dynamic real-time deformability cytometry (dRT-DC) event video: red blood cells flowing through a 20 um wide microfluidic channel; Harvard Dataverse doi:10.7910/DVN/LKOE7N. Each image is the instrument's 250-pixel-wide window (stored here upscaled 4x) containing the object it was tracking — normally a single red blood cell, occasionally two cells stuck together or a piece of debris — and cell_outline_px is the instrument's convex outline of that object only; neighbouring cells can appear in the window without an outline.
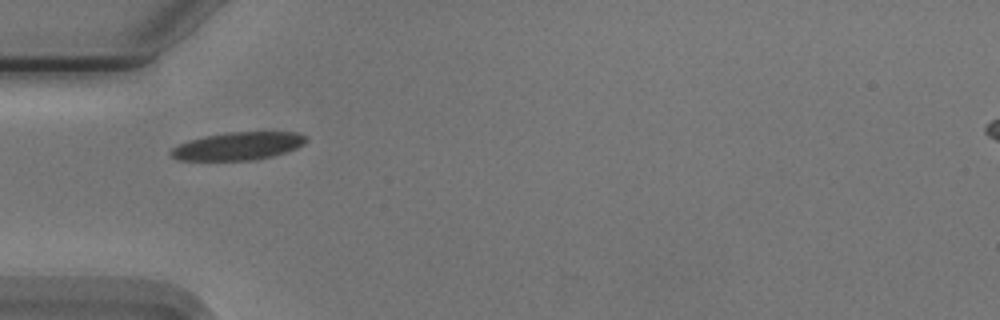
{"species": "Egyptian fruit bat (a non-hibernating species)", "species_latin": "Rousettus aegyptiacus", "temperature_condition": "cold", "stored_images_in_passage": 38, "camera_frame_rate_fps": 3000, "um_per_image_px": 0.085, "animal": {"sex": "male"}, "frame": {"image": 1, "passage_image": 1, "time_ms": 0.0, "image_size_px": [1000, 320], "cell_outline_px": [[308, 140], [304, 144], [296, 148], [284, 152], [268, 156], [248, 160], [176, 160], [168, 152], [172, 148], [188, 140], [204, 136], [228, 132], [296, 132], [304, 136]], "centroid_in_image_um": [20.18, 12.41], "position_along_channel_um": 64.8, "area_um2": 21.68}}
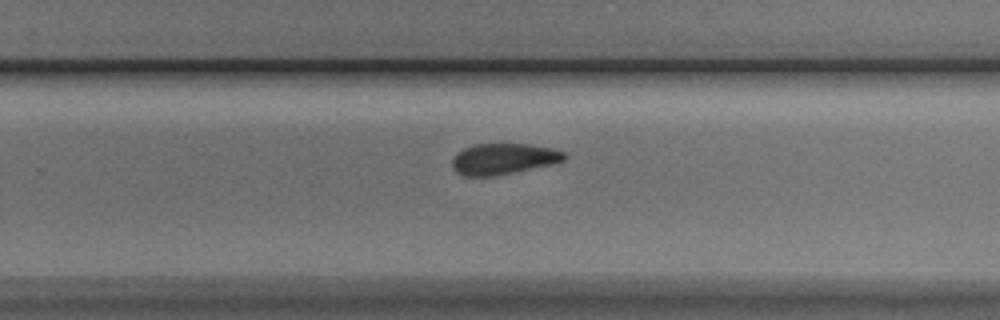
{"frame": {"image": 2, "passage_image": 19, "time_ms": 6.0, "image_size_px": [1000, 320], "cell_outline_px": [[568, 156], [564, 160], [548, 164], [512, 172], [492, 176], [460, 176], [452, 168], [452, 160], [456, 152], [464, 148], [476, 144], [528, 144], [552, 148], [564, 152]], "centroid_in_image_um": [42.73, 13.5], "position_along_channel_um": 287.1, "area_um2": 20.06}}
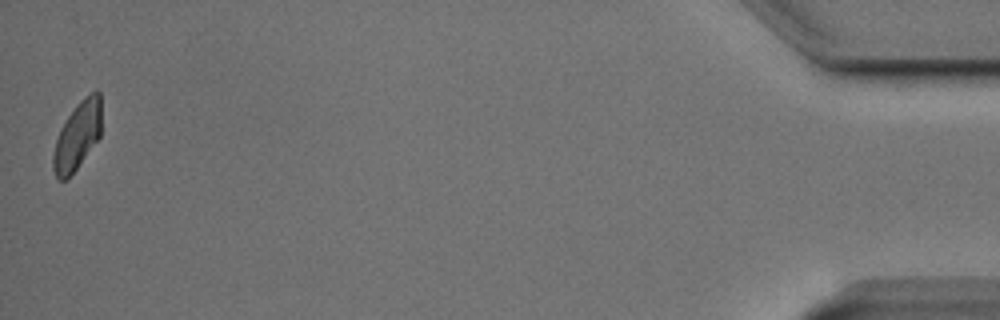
{"frame": {"image": 3, "passage_image": 38, "time_ms": 12.333, "image_size_px": [1000, 320], "cell_outline_px": [[100, 136], [76, 168], [64, 180], [60, 180], [56, 176], [52, 168], [52, 156], [56, 140], [60, 128], [76, 104], [84, 96], [96, 88], [100, 92]], "centroid_in_image_um": [6.56, 11.49], "position_along_channel_um": 428.6, "area_um2": 18.84}, "authors_computed_cell_mechanics": {"area_um2": 21.0103, "velocity_mm_per_s": 3.7301, "shape_relaxation_time_tau1_ms": 3.5343, "shape_relaxation_time_tau2_ms": 3.4502, "deformation_change_tau1": 0.1401, "deformation_change_tau2": 0.0937}}